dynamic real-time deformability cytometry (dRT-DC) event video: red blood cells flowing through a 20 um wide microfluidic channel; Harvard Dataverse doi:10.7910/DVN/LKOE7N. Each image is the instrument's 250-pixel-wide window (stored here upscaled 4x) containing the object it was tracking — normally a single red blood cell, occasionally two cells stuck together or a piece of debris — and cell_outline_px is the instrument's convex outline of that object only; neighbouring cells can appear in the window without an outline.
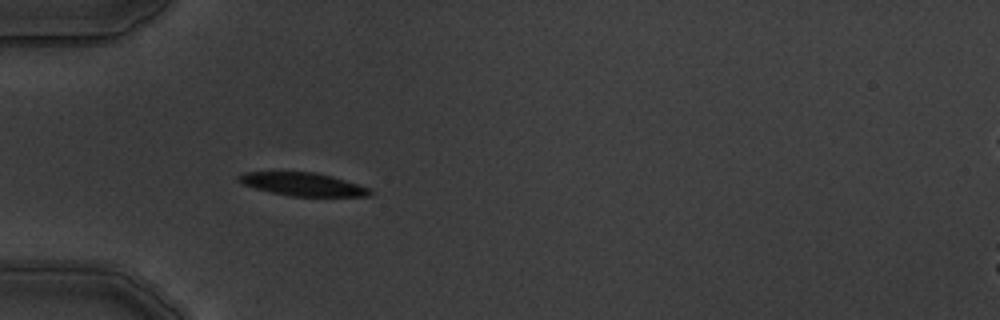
{"species": "common noctule bat (a hibernating species)", "species_latin": "Nyctalus noctula", "temperature_condition": "warm", "stored_images_in_passage": 5, "camera_frame_rate_fps": 3000, "um_per_image_px": 0.085, "animal": {"sex": "male", "body_mass_g": 19.5, "forearm_length_mm": 54.6}, "frame": {"image": 1, "passage_image": 5, "time_ms": 5.333, "image_size_px": [1000, 320], "cell_outline_px": [[372, 196], [292, 196], [272, 192], [256, 188], [244, 184], [236, 180], [236, 176], [244, 172], [312, 172], [332, 176], [368, 188], [372, 192]], "centroid_in_image_um": [25.71, 15.66], "position_along_channel_um": 59.3, "area_um2": 17.4}}